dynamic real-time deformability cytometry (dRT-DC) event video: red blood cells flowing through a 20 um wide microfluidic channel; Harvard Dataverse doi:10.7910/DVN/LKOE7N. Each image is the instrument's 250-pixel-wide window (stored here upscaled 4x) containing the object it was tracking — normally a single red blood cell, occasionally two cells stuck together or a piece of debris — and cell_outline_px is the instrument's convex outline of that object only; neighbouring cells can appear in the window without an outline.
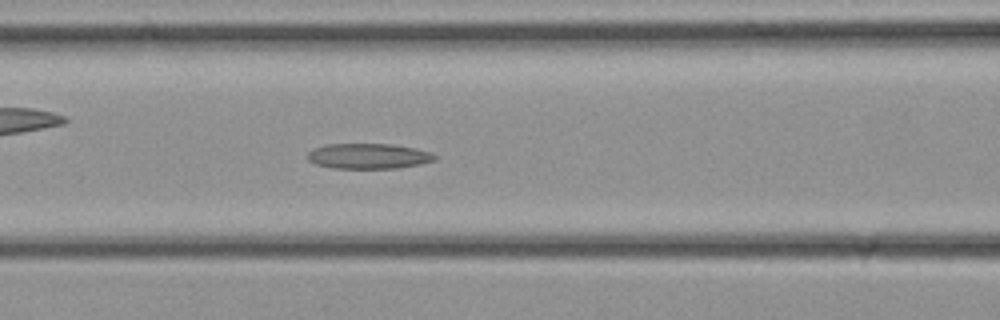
{"species": "common noctule bat (a hibernating species)", "species_latin": "Nyctalus noctula", "temperature_condition": "cold", "stored_images_in_passage": 26, "camera_frame_rate_fps": 3000, "um_per_image_px": 0.085, "animal": {"sex": "female", "body_mass_g": 21.9}, "frame": {"image": 1, "passage_image": 8, "time_ms": 2.333, "image_size_px": [1000, 320], "cell_outline_px": [[436, 160], [420, 164], [396, 168], [332, 168], [316, 164], [308, 160], [308, 152], [312, 148], [324, 144], [392, 144], [416, 148], [432, 152], [436, 156]], "centroid_in_image_um": [31.32, 13.26], "position_along_channel_um": 135.3, "area_um2": 18.9}}
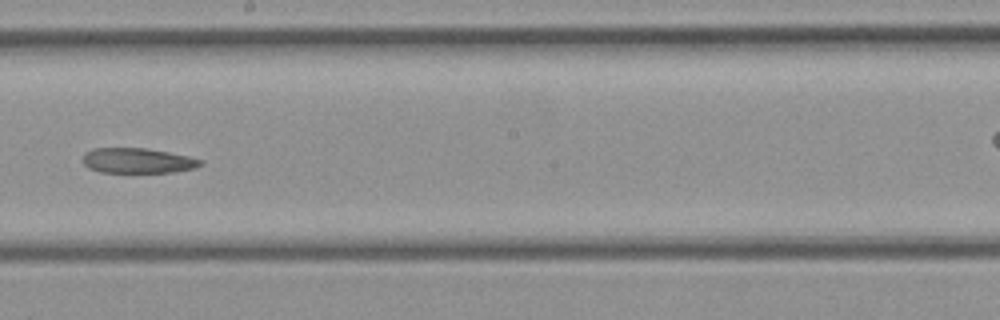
{"frame": {"image": 2, "passage_image": 13, "time_ms": 4.0, "image_size_px": [1000, 320], "cell_outline_px": [[204, 164], [196, 168], [172, 172], [100, 172], [88, 168], [84, 164], [84, 152], [92, 148], [148, 148], [188, 156], [204, 160]], "centroid_in_image_um": [11.72, 13.65], "position_along_channel_um": 236.5, "area_um2": 17.34}}
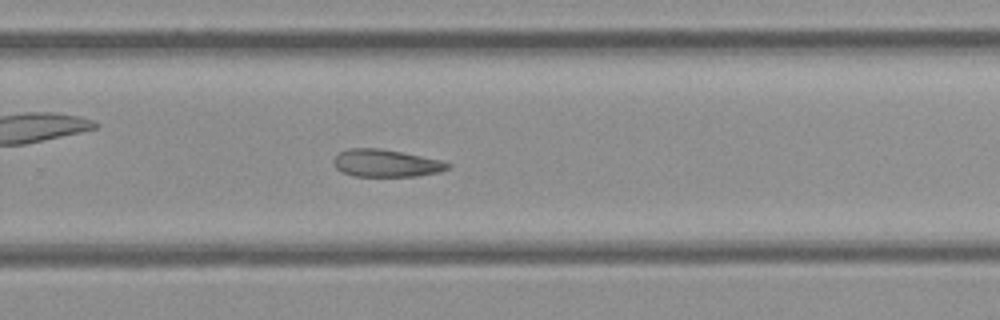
{"frame": {"image": 3, "passage_image": 16, "time_ms": 5.0, "image_size_px": [1000, 320], "cell_outline_px": [[452, 168], [440, 172], [420, 176], [352, 176], [336, 168], [332, 160], [340, 152], [348, 148], [380, 148], [440, 160], [452, 164]], "centroid_in_image_um": [32.84, 13.88], "position_along_channel_um": 297.0, "area_um2": 18.26}}